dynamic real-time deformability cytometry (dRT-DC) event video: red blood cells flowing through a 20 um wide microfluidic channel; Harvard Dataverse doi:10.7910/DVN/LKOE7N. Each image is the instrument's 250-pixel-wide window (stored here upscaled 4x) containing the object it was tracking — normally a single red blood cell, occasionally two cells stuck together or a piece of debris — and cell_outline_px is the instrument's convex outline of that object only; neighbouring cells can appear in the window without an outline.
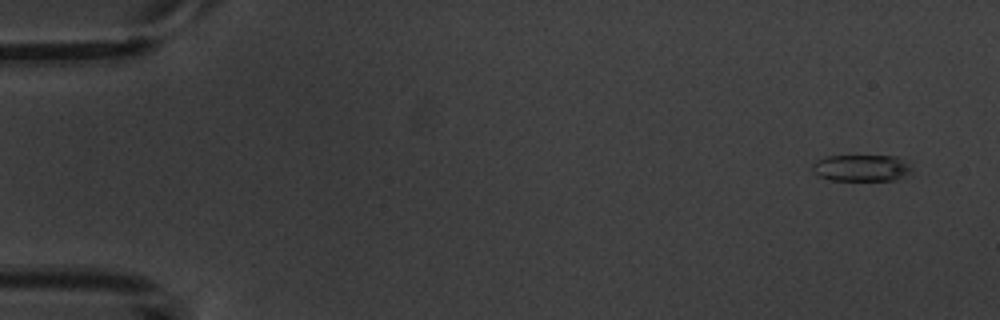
{"species": "common noctule bat (a hibernating species)", "species_latin": "Nyctalus noctula", "temperature_condition": "warm", "stored_images_in_passage": 4, "camera_frame_rate_fps": 3000, "um_per_image_px": 0.085, "animal": {"sex": "male", "body_mass_g": 20.1, "forearm_length_mm": 53.5}, "frame": {"image": 1, "passage_image": 1, "time_ms": 0.0, "image_size_px": [1000, 320], "cell_outline_px": [[912, 176], [896, 180], [832, 180], [816, 176], [812, 172], [812, 164], [816, 160], [828, 156], [896, 156], [908, 164], [912, 168]], "centroid_in_image_um": [73.24, 14.29], "position_along_channel_um": 11.8, "area_um2": 15.72}}
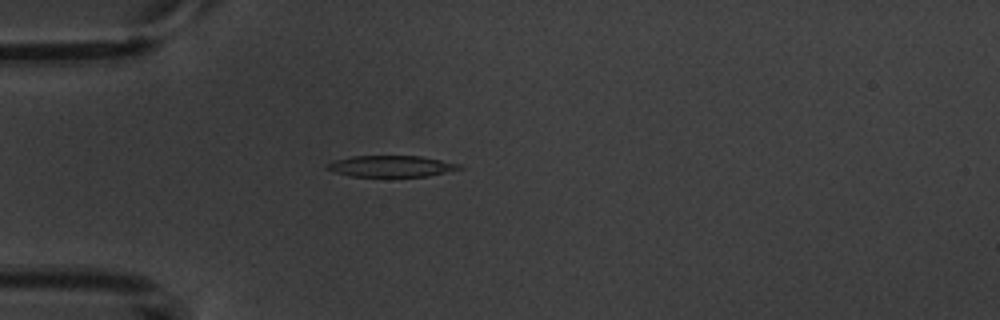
{"frame": {"image": 2, "passage_image": 4, "time_ms": 4.333, "image_size_px": [1000, 320], "cell_outline_px": [[464, 168], [428, 176], [348, 176], [324, 168], [324, 164], [332, 160], [352, 156], [420, 156], [460, 164]], "centroid_in_image_um": [33.19, 14.12], "position_along_channel_um": 51.8, "area_um2": 16.42}}